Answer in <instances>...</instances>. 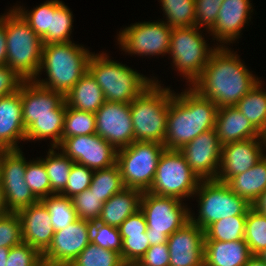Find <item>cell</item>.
Here are the masks:
<instances>
[{"mask_svg":"<svg viewBox=\"0 0 266 266\" xmlns=\"http://www.w3.org/2000/svg\"><path fill=\"white\" fill-rule=\"evenodd\" d=\"M243 63L228 46L218 47L191 87L218 108L235 106L260 81Z\"/></svg>","mask_w":266,"mask_h":266,"instance_id":"cell-1","label":"cell"},{"mask_svg":"<svg viewBox=\"0 0 266 266\" xmlns=\"http://www.w3.org/2000/svg\"><path fill=\"white\" fill-rule=\"evenodd\" d=\"M218 107L188 87L181 94L172 91L167 114L166 149H181L199 134L215 128Z\"/></svg>","mask_w":266,"mask_h":266,"instance_id":"cell-2","label":"cell"},{"mask_svg":"<svg viewBox=\"0 0 266 266\" xmlns=\"http://www.w3.org/2000/svg\"><path fill=\"white\" fill-rule=\"evenodd\" d=\"M91 55L83 45L72 41L43 45L40 69L33 81L65 96L88 70ZM42 71L48 78L40 80Z\"/></svg>","mask_w":266,"mask_h":266,"instance_id":"cell-3","label":"cell"},{"mask_svg":"<svg viewBox=\"0 0 266 266\" xmlns=\"http://www.w3.org/2000/svg\"><path fill=\"white\" fill-rule=\"evenodd\" d=\"M0 19L5 23L6 65L25 81L34 80L41 65L42 39L12 7Z\"/></svg>","mask_w":266,"mask_h":266,"instance_id":"cell-4","label":"cell"},{"mask_svg":"<svg viewBox=\"0 0 266 266\" xmlns=\"http://www.w3.org/2000/svg\"><path fill=\"white\" fill-rule=\"evenodd\" d=\"M88 71L101 87L107 102L130 104L158 78H148L126 66L109 59L107 53H92Z\"/></svg>","mask_w":266,"mask_h":266,"instance_id":"cell-5","label":"cell"},{"mask_svg":"<svg viewBox=\"0 0 266 266\" xmlns=\"http://www.w3.org/2000/svg\"><path fill=\"white\" fill-rule=\"evenodd\" d=\"M159 83L155 80L130 103L134 141L164 143L172 90Z\"/></svg>","mask_w":266,"mask_h":266,"instance_id":"cell-6","label":"cell"},{"mask_svg":"<svg viewBox=\"0 0 266 266\" xmlns=\"http://www.w3.org/2000/svg\"><path fill=\"white\" fill-rule=\"evenodd\" d=\"M198 200V217L189 211V220L202 230L213 222L235 215H247L251 204L235 194L226 183L214 180H201L194 196Z\"/></svg>","mask_w":266,"mask_h":266,"instance_id":"cell-7","label":"cell"},{"mask_svg":"<svg viewBox=\"0 0 266 266\" xmlns=\"http://www.w3.org/2000/svg\"><path fill=\"white\" fill-rule=\"evenodd\" d=\"M197 26L172 29L168 54L176 71L189 82L191 87L200 77L211 54L218 48L208 46ZM213 48V49H212Z\"/></svg>","mask_w":266,"mask_h":266,"instance_id":"cell-8","label":"cell"},{"mask_svg":"<svg viewBox=\"0 0 266 266\" xmlns=\"http://www.w3.org/2000/svg\"><path fill=\"white\" fill-rule=\"evenodd\" d=\"M183 201L148 191L142 193L140 210L147 221L150 246L167 243L168 237L189 221L190 209Z\"/></svg>","mask_w":266,"mask_h":266,"instance_id":"cell-9","label":"cell"},{"mask_svg":"<svg viewBox=\"0 0 266 266\" xmlns=\"http://www.w3.org/2000/svg\"><path fill=\"white\" fill-rule=\"evenodd\" d=\"M201 180L190 169L180 150L164 149L148 192L179 200L194 197Z\"/></svg>","mask_w":266,"mask_h":266,"instance_id":"cell-10","label":"cell"},{"mask_svg":"<svg viewBox=\"0 0 266 266\" xmlns=\"http://www.w3.org/2000/svg\"><path fill=\"white\" fill-rule=\"evenodd\" d=\"M165 146L158 142L134 141L117 150L116 163L124 187L148 191L153 183L159 158Z\"/></svg>","mask_w":266,"mask_h":266,"instance_id":"cell-11","label":"cell"},{"mask_svg":"<svg viewBox=\"0 0 266 266\" xmlns=\"http://www.w3.org/2000/svg\"><path fill=\"white\" fill-rule=\"evenodd\" d=\"M26 165L21 149L0 150V185L9 212L17 213L40 201L25 182Z\"/></svg>","mask_w":266,"mask_h":266,"instance_id":"cell-12","label":"cell"},{"mask_svg":"<svg viewBox=\"0 0 266 266\" xmlns=\"http://www.w3.org/2000/svg\"><path fill=\"white\" fill-rule=\"evenodd\" d=\"M172 29L160 20L135 23L119 31L117 41L131 56H164L169 51Z\"/></svg>","mask_w":266,"mask_h":266,"instance_id":"cell-13","label":"cell"},{"mask_svg":"<svg viewBox=\"0 0 266 266\" xmlns=\"http://www.w3.org/2000/svg\"><path fill=\"white\" fill-rule=\"evenodd\" d=\"M91 223L78 218L65 229L55 231L50 246L42 254L44 264L70 266L91 242Z\"/></svg>","mask_w":266,"mask_h":266,"instance_id":"cell-14","label":"cell"},{"mask_svg":"<svg viewBox=\"0 0 266 266\" xmlns=\"http://www.w3.org/2000/svg\"><path fill=\"white\" fill-rule=\"evenodd\" d=\"M57 148L93 171L110 167L117 160V149L96 133L65 138Z\"/></svg>","mask_w":266,"mask_h":266,"instance_id":"cell-15","label":"cell"},{"mask_svg":"<svg viewBox=\"0 0 266 266\" xmlns=\"http://www.w3.org/2000/svg\"><path fill=\"white\" fill-rule=\"evenodd\" d=\"M95 115L96 134L117 150L134 142L130 104L106 101Z\"/></svg>","mask_w":266,"mask_h":266,"instance_id":"cell-16","label":"cell"},{"mask_svg":"<svg viewBox=\"0 0 266 266\" xmlns=\"http://www.w3.org/2000/svg\"><path fill=\"white\" fill-rule=\"evenodd\" d=\"M221 148L214 128L199 134L179 150L200 180H214L220 166Z\"/></svg>","mask_w":266,"mask_h":266,"instance_id":"cell-17","label":"cell"},{"mask_svg":"<svg viewBox=\"0 0 266 266\" xmlns=\"http://www.w3.org/2000/svg\"><path fill=\"white\" fill-rule=\"evenodd\" d=\"M264 151L262 137L222 145L216 180L226 183L230 178L246 172L265 156Z\"/></svg>","mask_w":266,"mask_h":266,"instance_id":"cell-18","label":"cell"},{"mask_svg":"<svg viewBox=\"0 0 266 266\" xmlns=\"http://www.w3.org/2000/svg\"><path fill=\"white\" fill-rule=\"evenodd\" d=\"M23 124L27 129L39 116L65 115L66 102L60 92L46 89L33 80L20 86Z\"/></svg>","mask_w":266,"mask_h":266,"instance_id":"cell-19","label":"cell"},{"mask_svg":"<svg viewBox=\"0 0 266 266\" xmlns=\"http://www.w3.org/2000/svg\"><path fill=\"white\" fill-rule=\"evenodd\" d=\"M205 231L190 220L168 237L169 266H204Z\"/></svg>","mask_w":266,"mask_h":266,"instance_id":"cell-20","label":"cell"},{"mask_svg":"<svg viewBox=\"0 0 266 266\" xmlns=\"http://www.w3.org/2000/svg\"><path fill=\"white\" fill-rule=\"evenodd\" d=\"M252 12L253 6L249 0H223L215 26L210 31V36L214 37L212 39L219 42L218 47L237 41L245 24L249 23V19L251 21Z\"/></svg>","mask_w":266,"mask_h":266,"instance_id":"cell-21","label":"cell"},{"mask_svg":"<svg viewBox=\"0 0 266 266\" xmlns=\"http://www.w3.org/2000/svg\"><path fill=\"white\" fill-rule=\"evenodd\" d=\"M21 220L22 240L43 254L52 242L54 229L48 208L40 200L17 212Z\"/></svg>","mask_w":266,"mask_h":266,"instance_id":"cell-22","label":"cell"},{"mask_svg":"<svg viewBox=\"0 0 266 266\" xmlns=\"http://www.w3.org/2000/svg\"><path fill=\"white\" fill-rule=\"evenodd\" d=\"M26 141L23 124L20 88L0 98V150L20 149L19 141Z\"/></svg>","mask_w":266,"mask_h":266,"instance_id":"cell-23","label":"cell"},{"mask_svg":"<svg viewBox=\"0 0 266 266\" xmlns=\"http://www.w3.org/2000/svg\"><path fill=\"white\" fill-rule=\"evenodd\" d=\"M215 130L221 145L262 137L235 106L218 108Z\"/></svg>","mask_w":266,"mask_h":266,"instance_id":"cell-24","label":"cell"},{"mask_svg":"<svg viewBox=\"0 0 266 266\" xmlns=\"http://www.w3.org/2000/svg\"><path fill=\"white\" fill-rule=\"evenodd\" d=\"M251 256L245 240L204 241V266H244Z\"/></svg>","mask_w":266,"mask_h":266,"instance_id":"cell-25","label":"cell"},{"mask_svg":"<svg viewBox=\"0 0 266 266\" xmlns=\"http://www.w3.org/2000/svg\"><path fill=\"white\" fill-rule=\"evenodd\" d=\"M142 191L133 188H123L103 203L100 223L118 228L128 216L140 210Z\"/></svg>","mask_w":266,"mask_h":266,"instance_id":"cell-26","label":"cell"},{"mask_svg":"<svg viewBox=\"0 0 266 266\" xmlns=\"http://www.w3.org/2000/svg\"><path fill=\"white\" fill-rule=\"evenodd\" d=\"M64 99L68 107L90 113H95L106 102L101 87L88 70Z\"/></svg>","mask_w":266,"mask_h":266,"instance_id":"cell-27","label":"cell"},{"mask_svg":"<svg viewBox=\"0 0 266 266\" xmlns=\"http://www.w3.org/2000/svg\"><path fill=\"white\" fill-rule=\"evenodd\" d=\"M226 184L250 204L266 190V155L246 172L230 178Z\"/></svg>","mask_w":266,"mask_h":266,"instance_id":"cell-28","label":"cell"},{"mask_svg":"<svg viewBox=\"0 0 266 266\" xmlns=\"http://www.w3.org/2000/svg\"><path fill=\"white\" fill-rule=\"evenodd\" d=\"M73 14L60 0H50L48 31L41 37L43 44L71 42Z\"/></svg>","mask_w":266,"mask_h":266,"instance_id":"cell-29","label":"cell"},{"mask_svg":"<svg viewBox=\"0 0 266 266\" xmlns=\"http://www.w3.org/2000/svg\"><path fill=\"white\" fill-rule=\"evenodd\" d=\"M262 85L260 80L235 105L260 134L266 129V90Z\"/></svg>","mask_w":266,"mask_h":266,"instance_id":"cell-30","label":"cell"},{"mask_svg":"<svg viewBox=\"0 0 266 266\" xmlns=\"http://www.w3.org/2000/svg\"><path fill=\"white\" fill-rule=\"evenodd\" d=\"M58 150V152L55 151ZM46 158H41L51 185V195L61 194L67 184L70 170L74 164L68 156L61 150L51 147L47 152Z\"/></svg>","mask_w":266,"mask_h":266,"instance_id":"cell-31","label":"cell"},{"mask_svg":"<svg viewBox=\"0 0 266 266\" xmlns=\"http://www.w3.org/2000/svg\"><path fill=\"white\" fill-rule=\"evenodd\" d=\"M65 115H44L26 129V141L52 139L51 147L57 148L62 142Z\"/></svg>","mask_w":266,"mask_h":266,"instance_id":"cell-32","label":"cell"},{"mask_svg":"<svg viewBox=\"0 0 266 266\" xmlns=\"http://www.w3.org/2000/svg\"><path fill=\"white\" fill-rule=\"evenodd\" d=\"M124 187L118 164L110 167L95 170L92 175L89 189L100 197V201L105 203L114 194L120 192Z\"/></svg>","mask_w":266,"mask_h":266,"instance_id":"cell-33","label":"cell"},{"mask_svg":"<svg viewBox=\"0 0 266 266\" xmlns=\"http://www.w3.org/2000/svg\"><path fill=\"white\" fill-rule=\"evenodd\" d=\"M246 216L235 215L213 222L204 230L205 241L244 240Z\"/></svg>","mask_w":266,"mask_h":266,"instance_id":"cell-34","label":"cell"},{"mask_svg":"<svg viewBox=\"0 0 266 266\" xmlns=\"http://www.w3.org/2000/svg\"><path fill=\"white\" fill-rule=\"evenodd\" d=\"M166 23L172 27L195 26V0H160Z\"/></svg>","mask_w":266,"mask_h":266,"instance_id":"cell-35","label":"cell"},{"mask_svg":"<svg viewBox=\"0 0 266 266\" xmlns=\"http://www.w3.org/2000/svg\"><path fill=\"white\" fill-rule=\"evenodd\" d=\"M96 133L95 113L77 110L66 105L62 141L65 138Z\"/></svg>","mask_w":266,"mask_h":266,"instance_id":"cell-36","label":"cell"},{"mask_svg":"<svg viewBox=\"0 0 266 266\" xmlns=\"http://www.w3.org/2000/svg\"><path fill=\"white\" fill-rule=\"evenodd\" d=\"M41 201L50 212V222L54 231L65 229L78 219L71 198L54 194L43 198Z\"/></svg>","mask_w":266,"mask_h":266,"instance_id":"cell-37","label":"cell"},{"mask_svg":"<svg viewBox=\"0 0 266 266\" xmlns=\"http://www.w3.org/2000/svg\"><path fill=\"white\" fill-rule=\"evenodd\" d=\"M70 266H126L120 253L90 242Z\"/></svg>","mask_w":266,"mask_h":266,"instance_id":"cell-38","label":"cell"},{"mask_svg":"<svg viewBox=\"0 0 266 266\" xmlns=\"http://www.w3.org/2000/svg\"><path fill=\"white\" fill-rule=\"evenodd\" d=\"M244 240L252 255L266 248V216L252 208L247 212Z\"/></svg>","mask_w":266,"mask_h":266,"instance_id":"cell-39","label":"cell"},{"mask_svg":"<svg viewBox=\"0 0 266 266\" xmlns=\"http://www.w3.org/2000/svg\"><path fill=\"white\" fill-rule=\"evenodd\" d=\"M25 182L39 200L51 196V185L42 159L27 161Z\"/></svg>","mask_w":266,"mask_h":266,"instance_id":"cell-40","label":"cell"},{"mask_svg":"<svg viewBox=\"0 0 266 266\" xmlns=\"http://www.w3.org/2000/svg\"><path fill=\"white\" fill-rule=\"evenodd\" d=\"M71 200L77 218L90 222L98 221L101 215L103 202L100 201V197L94 192H91L89 188L74 195Z\"/></svg>","mask_w":266,"mask_h":266,"instance_id":"cell-41","label":"cell"},{"mask_svg":"<svg viewBox=\"0 0 266 266\" xmlns=\"http://www.w3.org/2000/svg\"><path fill=\"white\" fill-rule=\"evenodd\" d=\"M91 242L103 249H111L121 254L122 239L119 229L94 221L91 223Z\"/></svg>","mask_w":266,"mask_h":266,"instance_id":"cell-42","label":"cell"},{"mask_svg":"<svg viewBox=\"0 0 266 266\" xmlns=\"http://www.w3.org/2000/svg\"><path fill=\"white\" fill-rule=\"evenodd\" d=\"M22 6H13L21 17L30 25L31 29L41 38L49 29L50 21V0L34 7L32 10H25Z\"/></svg>","mask_w":266,"mask_h":266,"instance_id":"cell-43","label":"cell"},{"mask_svg":"<svg viewBox=\"0 0 266 266\" xmlns=\"http://www.w3.org/2000/svg\"><path fill=\"white\" fill-rule=\"evenodd\" d=\"M121 258L126 266H135L143 257L150 243L146 233L144 235H129L121 237Z\"/></svg>","mask_w":266,"mask_h":266,"instance_id":"cell-44","label":"cell"},{"mask_svg":"<svg viewBox=\"0 0 266 266\" xmlns=\"http://www.w3.org/2000/svg\"><path fill=\"white\" fill-rule=\"evenodd\" d=\"M23 242L21 220L17 213L0 217V247L11 248Z\"/></svg>","mask_w":266,"mask_h":266,"instance_id":"cell-45","label":"cell"},{"mask_svg":"<svg viewBox=\"0 0 266 266\" xmlns=\"http://www.w3.org/2000/svg\"><path fill=\"white\" fill-rule=\"evenodd\" d=\"M93 170L85 165L74 162L68 177V181L61 196L72 198L74 195L88 189L91 184Z\"/></svg>","mask_w":266,"mask_h":266,"instance_id":"cell-46","label":"cell"},{"mask_svg":"<svg viewBox=\"0 0 266 266\" xmlns=\"http://www.w3.org/2000/svg\"><path fill=\"white\" fill-rule=\"evenodd\" d=\"M222 3L223 0H195V26L199 29L206 28L210 34Z\"/></svg>","mask_w":266,"mask_h":266,"instance_id":"cell-47","label":"cell"},{"mask_svg":"<svg viewBox=\"0 0 266 266\" xmlns=\"http://www.w3.org/2000/svg\"><path fill=\"white\" fill-rule=\"evenodd\" d=\"M44 264L42 254L29 244H21L11 247L6 266H42Z\"/></svg>","mask_w":266,"mask_h":266,"instance_id":"cell-48","label":"cell"},{"mask_svg":"<svg viewBox=\"0 0 266 266\" xmlns=\"http://www.w3.org/2000/svg\"><path fill=\"white\" fill-rule=\"evenodd\" d=\"M170 254L167 243L150 246L135 266H169Z\"/></svg>","mask_w":266,"mask_h":266,"instance_id":"cell-49","label":"cell"},{"mask_svg":"<svg viewBox=\"0 0 266 266\" xmlns=\"http://www.w3.org/2000/svg\"><path fill=\"white\" fill-rule=\"evenodd\" d=\"M24 81L8 65H0V98L17 92Z\"/></svg>","mask_w":266,"mask_h":266,"instance_id":"cell-50","label":"cell"},{"mask_svg":"<svg viewBox=\"0 0 266 266\" xmlns=\"http://www.w3.org/2000/svg\"><path fill=\"white\" fill-rule=\"evenodd\" d=\"M118 229L121 237L144 235L147 229V221L144 213L138 210L135 214L128 216Z\"/></svg>","mask_w":266,"mask_h":266,"instance_id":"cell-51","label":"cell"},{"mask_svg":"<svg viewBox=\"0 0 266 266\" xmlns=\"http://www.w3.org/2000/svg\"><path fill=\"white\" fill-rule=\"evenodd\" d=\"M7 59L5 23L0 19V65H5Z\"/></svg>","mask_w":266,"mask_h":266,"instance_id":"cell-52","label":"cell"},{"mask_svg":"<svg viewBox=\"0 0 266 266\" xmlns=\"http://www.w3.org/2000/svg\"><path fill=\"white\" fill-rule=\"evenodd\" d=\"M251 208L266 216V190L252 202Z\"/></svg>","mask_w":266,"mask_h":266,"instance_id":"cell-53","label":"cell"},{"mask_svg":"<svg viewBox=\"0 0 266 266\" xmlns=\"http://www.w3.org/2000/svg\"><path fill=\"white\" fill-rule=\"evenodd\" d=\"M9 210L6 204L5 195L0 185V217L9 214Z\"/></svg>","mask_w":266,"mask_h":266,"instance_id":"cell-54","label":"cell"},{"mask_svg":"<svg viewBox=\"0 0 266 266\" xmlns=\"http://www.w3.org/2000/svg\"><path fill=\"white\" fill-rule=\"evenodd\" d=\"M244 266H266V263L257 255H252Z\"/></svg>","mask_w":266,"mask_h":266,"instance_id":"cell-55","label":"cell"},{"mask_svg":"<svg viewBox=\"0 0 266 266\" xmlns=\"http://www.w3.org/2000/svg\"><path fill=\"white\" fill-rule=\"evenodd\" d=\"M10 248L0 247V266H6Z\"/></svg>","mask_w":266,"mask_h":266,"instance_id":"cell-56","label":"cell"},{"mask_svg":"<svg viewBox=\"0 0 266 266\" xmlns=\"http://www.w3.org/2000/svg\"><path fill=\"white\" fill-rule=\"evenodd\" d=\"M257 256L266 263V248L262 250L259 254H257Z\"/></svg>","mask_w":266,"mask_h":266,"instance_id":"cell-57","label":"cell"},{"mask_svg":"<svg viewBox=\"0 0 266 266\" xmlns=\"http://www.w3.org/2000/svg\"><path fill=\"white\" fill-rule=\"evenodd\" d=\"M262 136V140H263V144H264V148H266V129L265 131L261 134ZM266 152V149H265ZM266 155V154H265Z\"/></svg>","mask_w":266,"mask_h":266,"instance_id":"cell-58","label":"cell"}]
</instances>
